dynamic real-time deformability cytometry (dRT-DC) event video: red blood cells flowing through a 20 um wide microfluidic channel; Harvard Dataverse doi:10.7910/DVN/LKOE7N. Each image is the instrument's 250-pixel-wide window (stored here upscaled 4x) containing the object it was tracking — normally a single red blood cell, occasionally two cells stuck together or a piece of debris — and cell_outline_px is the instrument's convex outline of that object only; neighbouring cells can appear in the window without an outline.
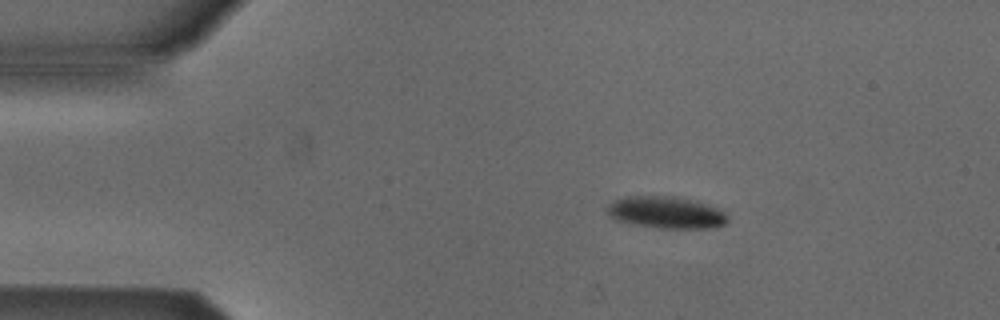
{"species": "Egyptian fruit bat (a non-hibernating species)", "species_latin": "Rousettus aegyptiacus", "temperature_condition": "cold", "stored_images_in_passage": 5, "camera_frame_rate_fps": 3000, "um_per_image_px": 0.085, "animal": {"sex": "male"}, "frame": {"image": 1, "passage_image": 2, "time_ms": 0.333, "image_size_px": [1000, 320], "cell_outline_px": [[728, 220], [724, 224], [712, 228], [660, 228], [636, 224], [616, 220], [608, 216], [604, 208], [608, 204], [624, 196], [676, 196], [696, 200], [716, 208], [724, 212], [728, 216]], "centroid_in_image_um": [56.59, 18.05], "position_along_channel_um": 28.4, "area_um2": 22.54}}
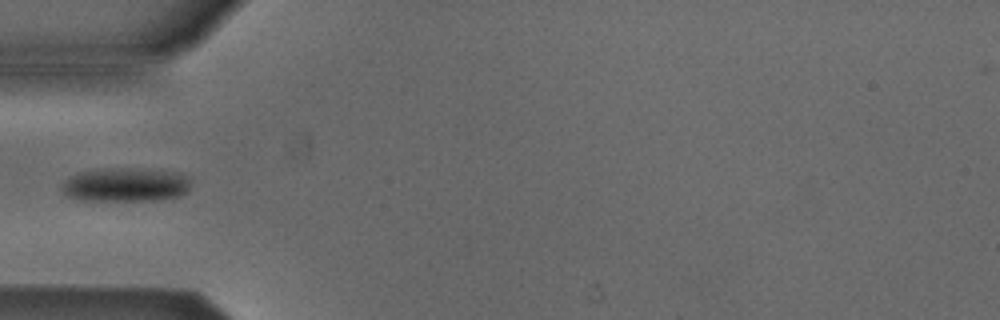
{"frame": {"image": 2, "passage_image": 4, "time_ms": 1.0, "image_size_px": [1000, 320], "cell_outline_px": [[192, 184], [188, 192], [180, 196], [160, 200], [80, 200], [68, 196], [60, 188], [72, 176], [80, 172], [108, 168], [120, 168], [180, 172], [188, 176], [192, 180]], "centroid_in_image_um": [10.78, 15.71], "position_along_channel_um": 74.2, "area_um2": 25.43}}